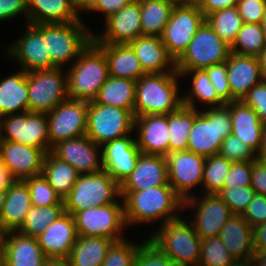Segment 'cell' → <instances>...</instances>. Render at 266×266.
Instances as JSON below:
<instances>
[{
  "mask_svg": "<svg viewBox=\"0 0 266 266\" xmlns=\"http://www.w3.org/2000/svg\"><path fill=\"white\" fill-rule=\"evenodd\" d=\"M231 133L232 118L227 104L195 109L187 150L206 158L219 154L223 139Z\"/></svg>",
  "mask_w": 266,
  "mask_h": 266,
  "instance_id": "obj_5",
  "label": "cell"
},
{
  "mask_svg": "<svg viewBox=\"0 0 266 266\" xmlns=\"http://www.w3.org/2000/svg\"><path fill=\"white\" fill-rule=\"evenodd\" d=\"M18 69L0 78V118L28 111L27 72Z\"/></svg>",
  "mask_w": 266,
  "mask_h": 266,
  "instance_id": "obj_32",
  "label": "cell"
},
{
  "mask_svg": "<svg viewBox=\"0 0 266 266\" xmlns=\"http://www.w3.org/2000/svg\"><path fill=\"white\" fill-rule=\"evenodd\" d=\"M133 0H99L96 7L90 12L102 13L103 19H107L114 13L119 12L126 5L130 4Z\"/></svg>",
  "mask_w": 266,
  "mask_h": 266,
  "instance_id": "obj_57",
  "label": "cell"
},
{
  "mask_svg": "<svg viewBox=\"0 0 266 266\" xmlns=\"http://www.w3.org/2000/svg\"><path fill=\"white\" fill-rule=\"evenodd\" d=\"M217 195L227 204L233 214L241 215L254 197L255 191L251 186L223 187Z\"/></svg>",
  "mask_w": 266,
  "mask_h": 266,
  "instance_id": "obj_48",
  "label": "cell"
},
{
  "mask_svg": "<svg viewBox=\"0 0 266 266\" xmlns=\"http://www.w3.org/2000/svg\"><path fill=\"white\" fill-rule=\"evenodd\" d=\"M231 102L242 101L249 90L263 80L257 57L232 53L227 60Z\"/></svg>",
  "mask_w": 266,
  "mask_h": 266,
  "instance_id": "obj_26",
  "label": "cell"
},
{
  "mask_svg": "<svg viewBox=\"0 0 266 266\" xmlns=\"http://www.w3.org/2000/svg\"><path fill=\"white\" fill-rule=\"evenodd\" d=\"M219 154L232 162L253 161L258 157L249 146L232 133L223 139Z\"/></svg>",
  "mask_w": 266,
  "mask_h": 266,
  "instance_id": "obj_49",
  "label": "cell"
},
{
  "mask_svg": "<svg viewBox=\"0 0 266 266\" xmlns=\"http://www.w3.org/2000/svg\"><path fill=\"white\" fill-rule=\"evenodd\" d=\"M252 161L232 162L224 187L240 188L251 186Z\"/></svg>",
  "mask_w": 266,
  "mask_h": 266,
  "instance_id": "obj_51",
  "label": "cell"
},
{
  "mask_svg": "<svg viewBox=\"0 0 266 266\" xmlns=\"http://www.w3.org/2000/svg\"><path fill=\"white\" fill-rule=\"evenodd\" d=\"M28 23L50 24L79 21L71 0H27Z\"/></svg>",
  "mask_w": 266,
  "mask_h": 266,
  "instance_id": "obj_34",
  "label": "cell"
},
{
  "mask_svg": "<svg viewBox=\"0 0 266 266\" xmlns=\"http://www.w3.org/2000/svg\"><path fill=\"white\" fill-rule=\"evenodd\" d=\"M103 22L101 33L93 31L92 41L95 44H125L135 40L142 36L140 1L133 0Z\"/></svg>",
  "mask_w": 266,
  "mask_h": 266,
  "instance_id": "obj_18",
  "label": "cell"
},
{
  "mask_svg": "<svg viewBox=\"0 0 266 266\" xmlns=\"http://www.w3.org/2000/svg\"><path fill=\"white\" fill-rule=\"evenodd\" d=\"M142 35L162 37L173 5L166 0H139Z\"/></svg>",
  "mask_w": 266,
  "mask_h": 266,
  "instance_id": "obj_38",
  "label": "cell"
},
{
  "mask_svg": "<svg viewBox=\"0 0 266 266\" xmlns=\"http://www.w3.org/2000/svg\"><path fill=\"white\" fill-rule=\"evenodd\" d=\"M265 48L266 42L259 23H244L230 46L232 53L253 57H257Z\"/></svg>",
  "mask_w": 266,
  "mask_h": 266,
  "instance_id": "obj_41",
  "label": "cell"
},
{
  "mask_svg": "<svg viewBox=\"0 0 266 266\" xmlns=\"http://www.w3.org/2000/svg\"><path fill=\"white\" fill-rule=\"evenodd\" d=\"M3 266H46L49 258L41 249L37 237L18 231H8L2 249Z\"/></svg>",
  "mask_w": 266,
  "mask_h": 266,
  "instance_id": "obj_24",
  "label": "cell"
},
{
  "mask_svg": "<svg viewBox=\"0 0 266 266\" xmlns=\"http://www.w3.org/2000/svg\"><path fill=\"white\" fill-rule=\"evenodd\" d=\"M18 39L4 48L7 59L25 72L55 68L44 39V24H24ZM18 63V64H17Z\"/></svg>",
  "mask_w": 266,
  "mask_h": 266,
  "instance_id": "obj_12",
  "label": "cell"
},
{
  "mask_svg": "<svg viewBox=\"0 0 266 266\" xmlns=\"http://www.w3.org/2000/svg\"><path fill=\"white\" fill-rule=\"evenodd\" d=\"M13 181L14 179L10 176L8 170L3 166L0 155V190H6Z\"/></svg>",
  "mask_w": 266,
  "mask_h": 266,
  "instance_id": "obj_61",
  "label": "cell"
},
{
  "mask_svg": "<svg viewBox=\"0 0 266 266\" xmlns=\"http://www.w3.org/2000/svg\"><path fill=\"white\" fill-rule=\"evenodd\" d=\"M200 250L198 266H232L236 262L219 236L202 239Z\"/></svg>",
  "mask_w": 266,
  "mask_h": 266,
  "instance_id": "obj_44",
  "label": "cell"
},
{
  "mask_svg": "<svg viewBox=\"0 0 266 266\" xmlns=\"http://www.w3.org/2000/svg\"><path fill=\"white\" fill-rule=\"evenodd\" d=\"M253 228L241 215L233 214L220 230L219 238L236 261L253 257Z\"/></svg>",
  "mask_w": 266,
  "mask_h": 266,
  "instance_id": "obj_30",
  "label": "cell"
},
{
  "mask_svg": "<svg viewBox=\"0 0 266 266\" xmlns=\"http://www.w3.org/2000/svg\"><path fill=\"white\" fill-rule=\"evenodd\" d=\"M82 19L69 23L44 24V39L55 67H70L92 41V29Z\"/></svg>",
  "mask_w": 266,
  "mask_h": 266,
  "instance_id": "obj_6",
  "label": "cell"
},
{
  "mask_svg": "<svg viewBox=\"0 0 266 266\" xmlns=\"http://www.w3.org/2000/svg\"><path fill=\"white\" fill-rule=\"evenodd\" d=\"M204 21L205 16L198 4L173 7L161 38L168 54L175 61L186 50Z\"/></svg>",
  "mask_w": 266,
  "mask_h": 266,
  "instance_id": "obj_15",
  "label": "cell"
},
{
  "mask_svg": "<svg viewBox=\"0 0 266 266\" xmlns=\"http://www.w3.org/2000/svg\"><path fill=\"white\" fill-rule=\"evenodd\" d=\"M230 54V45L204 21L186 50L175 61L176 71L205 69L226 62Z\"/></svg>",
  "mask_w": 266,
  "mask_h": 266,
  "instance_id": "obj_10",
  "label": "cell"
},
{
  "mask_svg": "<svg viewBox=\"0 0 266 266\" xmlns=\"http://www.w3.org/2000/svg\"><path fill=\"white\" fill-rule=\"evenodd\" d=\"M135 255L134 266H177L157 245L144 236Z\"/></svg>",
  "mask_w": 266,
  "mask_h": 266,
  "instance_id": "obj_47",
  "label": "cell"
},
{
  "mask_svg": "<svg viewBox=\"0 0 266 266\" xmlns=\"http://www.w3.org/2000/svg\"><path fill=\"white\" fill-rule=\"evenodd\" d=\"M115 241L96 236H78L67 260L72 266H102Z\"/></svg>",
  "mask_w": 266,
  "mask_h": 266,
  "instance_id": "obj_35",
  "label": "cell"
},
{
  "mask_svg": "<svg viewBox=\"0 0 266 266\" xmlns=\"http://www.w3.org/2000/svg\"><path fill=\"white\" fill-rule=\"evenodd\" d=\"M88 101L68 99L47 113L49 151L58 143L86 135Z\"/></svg>",
  "mask_w": 266,
  "mask_h": 266,
  "instance_id": "obj_16",
  "label": "cell"
},
{
  "mask_svg": "<svg viewBox=\"0 0 266 266\" xmlns=\"http://www.w3.org/2000/svg\"><path fill=\"white\" fill-rule=\"evenodd\" d=\"M168 3H171L173 6H190L192 5V0H166Z\"/></svg>",
  "mask_w": 266,
  "mask_h": 266,
  "instance_id": "obj_65",
  "label": "cell"
},
{
  "mask_svg": "<svg viewBox=\"0 0 266 266\" xmlns=\"http://www.w3.org/2000/svg\"><path fill=\"white\" fill-rule=\"evenodd\" d=\"M232 161L220 154L206 158L201 184V193L217 194L223 187L230 171Z\"/></svg>",
  "mask_w": 266,
  "mask_h": 266,
  "instance_id": "obj_42",
  "label": "cell"
},
{
  "mask_svg": "<svg viewBox=\"0 0 266 266\" xmlns=\"http://www.w3.org/2000/svg\"><path fill=\"white\" fill-rule=\"evenodd\" d=\"M238 0H200L198 5L204 16L227 7H235Z\"/></svg>",
  "mask_w": 266,
  "mask_h": 266,
  "instance_id": "obj_58",
  "label": "cell"
},
{
  "mask_svg": "<svg viewBox=\"0 0 266 266\" xmlns=\"http://www.w3.org/2000/svg\"><path fill=\"white\" fill-rule=\"evenodd\" d=\"M6 233L7 231L3 228L0 222V252H2L3 249Z\"/></svg>",
  "mask_w": 266,
  "mask_h": 266,
  "instance_id": "obj_67",
  "label": "cell"
},
{
  "mask_svg": "<svg viewBox=\"0 0 266 266\" xmlns=\"http://www.w3.org/2000/svg\"><path fill=\"white\" fill-rule=\"evenodd\" d=\"M232 118V134L249 146L258 156L261 154L262 128L258 114L243 101H232L227 104Z\"/></svg>",
  "mask_w": 266,
  "mask_h": 266,
  "instance_id": "obj_28",
  "label": "cell"
},
{
  "mask_svg": "<svg viewBox=\"0 0 266 266\" xmlns=\"http://www.w3.org/2000/svg\"><path fill=\"white\" fill-rule=\"evenodd\" d=\"M96 45L104 52L107 58L110 76L137 81L146 74L128 43Z\"/></svg>",
  "mask_w": 266,
  "mask_h": 266,
  "instance_id": "obj_33",
  "label": "cell"
},
{
  "mask_svg": "<svg viewBox=\"0 0 266 266\" xmlns=\"http://www.w3.org/2000/svg\"><path fill=\"white\" fill-rule=\"evenodd\" d=\"M119 198L120 185L104 169L96 173L79 174L77 182L63 199L64 212L73 216L88 208L115 203Z\"/></svg>",
  "mask_w": 266,
  "mask_h": 266,
  "instance_id": "obj_7",
  "label": "cell"
},
{
  "mask_svg": "<svg viewBox=\"0 0 266 266\" xmlns=\"http://www.w3.org/2000/svg\"><path fill=\"white\" fill-rule=\"evenodd\" d=\"M242 101L252 107L260 121L266 124V79L252 87Z\"/></svg>",
  "mask_w": 266,
  "mask_h": 266,
  "instance_id": "obj_52",
  "label": "cell"
},
{
  "mask_svg": "<svg viewBox=\"0 0 266 266\" xmlns=\"http://www.w3.org/2000/svg\"><path fill=\"white\" fill-rule=\"evenodd\" d=\"M232 266H257L255 261L251 258L248 260L236 261Z\"/></svg>",
  "mask_w": 266,
  "mask_h": 266,
  "instance_id": "obj_66",
  "label": "cell"
},
{
  "mask_svg": "<svg viewBox=\"0 0 266 266\" xmlns=\"http://www.w3.org/2000/svg\"><path fill=\"white\" fill-rule=\"evenodd\" d=\"M63 213L64 204L46 207L32 206L26 215L24 223L17 231L26 236L37 237Z\"/></svg>",
  "mask_w": 266,
  "mask_h": 266,
  "instance_id": "obj_43",
  "label": "cell"
},
{
  "mask_svg": "<svg viewBox=\"0 0 266 266\" xmlns=\"http://www.w3.org/2000/svg\"><path fill=\"white\" fill-rule=\"evenodd\" d=\"M261 139H262V146H261V153H262L266 151V124H263Z\"/></svg>",
  "mask_w": 266,
  "mask_h": 266,
  "instance_id": "obj_68",
  "label": "cell"
},
{
  "mask_svg": "<svg viewBox=\"0 0 266 266\" xmlns=\"http://www.w3.org/2000/svg\"><path fill=\"white\" fill-rule=\"evenodd\" d=\"M180 79V74L176 71L149 73L137 80L134 118L156 114L168 115L179 109L183 105Z\"/></svg>",
  "mask_w": 266,
  "mask_h": 266,
  "instance_id": "obj_2",
  "label": "cell"
},
{
  "mask_svg": "<svg viewBox=\"0 0 266 266\" xmlns=\"http://www.w3.org/2000/svg\"><path fill=\"white\" fill-rule=\"evenodd\" d=\"M210 81L214 84V88L218 97L225 103L231 102V90L227 79V61L214 64L205 68Z\"/></svg>",
  "mask_w": 266,
  "mask_h": 266,
  "instance_id": "obj_50",
  "label": "cell"
},
{
  "mask_svg": "<svg viewBox=\"0 0 266 266\" xmlns=\"http://www.w3.org/2000/svg\"><path fill=\"white\" fill-rule=\"evenodd\" d=\"M195 120V108L182 105L168 114L169 153L187 150L190 130Z\"/></svg>",
  "mask_w": 266,
  "mask_h": 266,
  "instance_id": "obj_39",
  "label": "cell"
},
{
  "mask_svg": "<svg viewBox=\"0 0 266 266\" xmlns=\"http://www.w3.org/2000/svg\"><path fill=\"white\" fill-rule=\"evenodd\" d=\"M251 187L255 194L266 196V164L260 157L252 161Z\"/></svg>",
  "mask_w": 266,
  "mask_h": 266,
  "instance_id": "obj_56",
  "label": "cell"
},
{
  "mask_svg": "<svg viewBox=\"0 0 266 266\" xmlns=\"http://www.w3.org/2000/svg\"><path fill=\"white\" fill-rule=\"evenodd\" d=\"M205 21L230 46L244 24L236 6L213 12L205 17Z\"/></svg>",
  "mask_w": 266,
  "mask_h": 266,
  "instance_id": "obj_40",
  "label": "cell"
},
{
  "mask_svg": "<svg viewBox=\"0 0 266 266\" xmlns=\"http://www.w3.org/2000/svg\"><path fill=\"white\" fill-rule=\"evenodd\" d=\"M32 207L30 192L23 180H14L6 189V197L0 214V222L8 231H17Z\"/></svg>",
  "mask_w": 266,
  "mask_h": 266,
  "instance_id": "obj_29",
  "label": "cell"
},
{
  "mask_svg": "<svg viewBox=\"0 0 266 266\" xmlns=\"http://www.w3.org/2000/svg\"><path fill=\"white\" fill-rule=\"evenodd\" d=\"M133 132L141 153L164 157L169 154L168 115L136 117Z\"/></svg>",
  "mask_w": 266,
  "mask_h": 266,
  "instance_id": "obj_22",
  "label": "cell"
},
{
  "mask_svg": "<svg viewBox=\"0 0 266 266\" xmlns=\"http://www.w3.org/2000/svg\"><path fill=\"white\" fill-rule=\"evenodd\" d=\"M166 184H169L166 157L141 153L136 168L120 185V191H141Z\"/></svg>",
  "mask_w": 266,
  "mask_h": 266,
  "instance_id": "obj_25",
  "label": "cell"
},
{
  "mask_svg": "<svg viewBox=\"0 0 266 266\" xmlns=\"http://www.w3.org/2000/svg\"><path fill=\"white\" fill-rule=\"evenodd\" d=\"M186 216L160 225L149 233L148 238L177 266H198L202 239Z\"/></svg>",
  "mask_w": 266,
  "mask_h": 266,
  "instance_id": "obj_4",
  "label": "cell"
},
{
  "mask_svg": "<svg viewBox=\"0 0 266 266\" xmlns=\"http://www.w3.org/2000/svg\"><path fill=\"white\" fill-rule=\"evenodd\" d=\"M78 236L104 237L115 242L127 238L123 199L73 215ZM126 234H125V233Z\"/></svg>",
  "mask_w": 266,
  "mask_h": 266,
  "instance_id": "obj_9",
  "label": "cell"
},
{
  "mask_svg": "<svg viewBox=\"0 0 266 266\" xmlns=\"http://www.w3.org/2000/svg\"><path fill=\"white\" fill-rule=\"evenodd\" d=\"M72 5L78 16L79 14L89 13L96 7L99 0H71ZM83 12V13H82Z\"/></svg>",
  "mask_w": 266,
  "mask_h": 266,
  "instance_id": "obj_60",
  "label": "cell"
},
{
  "mask_svg": "<svg viewBox=\"0 0 266 266\" xmlns=\"http://www.w3.org/2000/svg\"><path fill=\"white\" fill-rule=\"evenodd\" d=\"M30 192L31 204L36 207H46L56 204H64L61 197L49 185L46 177L41 173L39 175L23 179Z\"/></svg>",
  "mask_w": 266,
  "mask_h": 266,
  "instance_id": "obj_45",
  "label": "cell"
},
{
  "mask_svg": "<svg viewBox=\"0 0 266 266\" xmlns=\"http://www.w3.org/2000/svg\"><path fill=\"white\" fill-rule=\"evenodd\" d=\"M51 152L69 163L79 174L96 173L103 169L101 146L87 135L62 141Z\"/></svg>",
  "mask_w": 266,
  "mask_h": 266,
  "instance_id": "obj_19",
  "label": "cell"
},
{
  "mask_svg": "<svg viewBox=\"0 0 266 266\" xmlns=\"http://www.w3.org/2000/svg\"><path fill=\"white\" fill-rule=\"evenodd\" d=\"M136 81L108 76L94 101L129 110L134 114Z\"/></svg>",
  "mask_w": 266,
  "mask_h": 266,
  "instance_id": "obj_36",
  "label": "cell"
},
{
  "mask_svg": "<svg viewBox=\"0 0 266 266\" xmlns=\"http://www.w3.org/2000/svg\"><path fill=\"white\" fill-rule=\"evenodd\" d=\"M253 249L266 251V222L253 228Z\"/></svg>",
  "mask_w": 266,
  "mask_h": 266,
  "instance_id": "obj_59",
  "label": "cell"
},
{
  "mask_svg": "<svg viewBox=\"0 0 266 266\" xmlns=\"http://www.w3.org/2000/svg\"><path fill=\"white\" fill-rule=\"evenodd\" d=\"M258 157L266 164V151L262 152Z\"/></svg>",
  "mask_w": 266,
  "mask_h": 266,
  "instance_id": "obj_71",
  "label": "cell"
},
{
  "mask_svg": "<svg viewBox=\"0 0 266 266\" xmlns=\"http://www.w3.org/2000/svg\"><path fill=\"white\" fill-rule=\"evenodd\" d=\"M22 15L24 23H28L27 0H0V22L5 23Z\"/></svg>",
  "mask_w": 266,
  "mask_h": 266,
  "instance_id": "obj_55",
  "label": "cell"
},
{
  "mask_svg": "<svg viewBox=\"0 0 266 266\" xmlns=\"http://www.w3.org/2000/svg\"><path fill=\"white\" fill-rule=\"evenodd\" d=\"M177 72L180 74V77H183L181 79L189 77L188 79L190 80V89L182 93L184 106L200 110V105L202 106L201 109L225 105L218 97L214 84L210 81L205 69Z\"/></svg>",
  "mask_w": 266,
  "mask_h": 266,
  "instance_id": "obj_31",
  "label": "cell"
},
{
  "mask_svg": "<svg viewBox=\"0 0 266 266\" xmlns=\"http://www.w3.org/2000/svg\"><path fill=\"white\" fill-rule=\"evenodd\" d=\"M200 0H192V5L198 4Z\"/></svg>",
  "mask_w": 266,
  "mask_h": 266,
  "instance_id": "obj_73",
  "label": "cell"
},
{
  "mask_svg": "<svg viewBox=\"0 0 266 266\" xmlns=\"http://www.w3.org/2000/svg\"><path fill=\"white\" fill-rule=\"evenodd\" d=\"M0 140L16 142L49 152L47 113L24 112L0 118Z\"/></svg>",
  "mask_w": 266,
  "mask_h": 266,
  "instance_id": "obj_13",
  "label": "cell"
},
{
  "mask_svg": "<svg viewBox=\"0 0 266 266\" xmlns=\"http://www.w3.org/2000/svg\"><path fill=\"white\" fill-rule=\"evenodd\" d=\"M128 44L146 74L176 72L175 60L168 54L161 37L142 35Z\"/></svg>",
  "mask_w": 266,
  "mask_h": 266,
  "instance_id": "obj_27",
  "label": "cell"
},
{
  "mask_svg": "<svg viewBox=\"0 0 266 266\" xmlns=\"http://www.w3.org/2000/svg\"><path fill=\"white\" fill-rule=\"evenodd\" d=\"M241 216L252 228L266 222V196L255 194Z\"/></svg>",
  "mask_w": 266,
  "mask_h": 266,
  "instance_id": "obj_54",
  "label": "cell"
},
{
  "mask_svg": "<svg viewBox=\"0 0 266 266\" xmlns=\"http://www.w3.org/2000/svg\"><path fill=\"white\" fill-rule=\"evenodd\" d=\"M124 204L126 225L140 224L158 227L184 215V200L170 184L147 188L141 191H120ZM180 214V215H179ZM161 223V224H160Z\"/></svg>",
  "mask_w": 266,
  "mask_h": 266,
  "instance_id": "obj_1",
  "label": "cell"
},
{
  "mask_svg": "<svg viewBox=\"0 0 266 266\" xmlns=\"http://www.w3.org/2000/svg\"><path fill=\"white\" fill-rule=\"evenodd\" d=\"M166 159L168 165V181L175 192L183 200L201 194V188L199 187L202 184L206 157L188 150H182L169 153Z\"/></svg>",
  "mask_w": 266,
  "mask_h": 266,
  "instance_id": "obj_17",
  "label": "cell"
},
{
  "mask_svg": "<svg viewBox=\"0 0 266 266\" xmlns=\"http://www.w3.org/2000/svg\"><path fill=\"white\" fill-rule=\"evenodd\" d=\"M77 237L73 216L64 212L37 236V240L49 259H67Z\"/></svg>",
  "mask_w": 266,
  "mask_h": 266,
  "instance_id": "obj_23",
  "label": "cell"
},
{
  "mask_svg": "<svg viewBox=\"0 0 266 266\" xmlns=\"http://www.w3.org/2000/svg\"><path fill=\"white\" fill-rule=\"evenodd\" d=\"M42 174L62 200L69 194L79 176L75 168L51 151L45 155Z\"/></svg>",
  "mask_w": 266,
  "mask_h": 266,
  "instance_id": "obj_37",
  "label": "cell"
},
{
  "mask_svg": "<svg viewBox=\"0 0 266 266\" xmlns=\"http://www.w3.org/2000/svg\"><path fill=\"white\" fill-rule=\"evenodd\" d=\"M263 79H266V48L257 56Z\"/></svg>",
  "mask_w": 266,
  "mask_h": 266,
  "instance_id": "obj_63",
  "label": "cell"
},
{
  "mask_svg": "<svg viewBox=\"0 0 266 266\" xmlns=\"http://www.w3.org/2000/svg\"><path fill=\"white\" fill-rule=\"evenodd\" d=\"M6 197V190H0V214Z\"/></svg>",
  "mask_w": 266,
  "mask_h": 266,
  "instance_id": "obj_69",
  "label": "cell"
},
{
  "mask_svg": "<svg viewBox=\"0 0 266 266\" xmlns=\"http://www.w3.org/2000/svg\"><path fill=\"white\" fill-rule=\"evenodd\" d=\"M0 266H3V261H2V252H0Z\"/></svg>",
  "mask_w": 266,
  "mask_h": 266,
  "instance_id": "obj_72",
  "label": "cell"
},
{
  "mask_svg": "<svg viewBox=\"0 0 266 266\" xmlns=\"http://www.w3.org/2000/svg\"><path fill=\"white\" fill-rule=\"evenodd\" d=\"M140 241L142 239L139 242H132V240L125 238L114 242L109 248L102 266H134Z\"/></svg>",
  "mask_w": 266,
  "mask_h": 266,
  "instance_id": "obj_46",
  "label": "cell"
},
{
  "mask_svg": "<svg viewBox=\"0 0 266 266\" xmlns=\"http://www.w3.org/2000/svg\"><path fill=\"white\" fill-rule=\"evenodd\" d=\"M27 86L29 112L48 113L69 99L67 71L64 68L28 72Z\"/></svg>",
  "mask_w": 266,
  "mask_h": 266,
  "instance_id": "obj_8",
  "label": "cell"
},
{
  "mask_svg": "<svg viewBox=\"0 0 266 266\" xmlns=\"http://www.w3.org/2000/svg\"><path fill=\"white\" fill-rule=\"evenodd\" d=\"M134 130V116L129 110L88 101L86 135L102 146L128 136Z\"/></svg>",
  "mask_w": 266,
  "mask_h": 266,
  "instance_id": "obj_11",
  "label": "cell"
},
{
  "mask_svg": "<svg viewBox=\"0 0 266 266\" xmlns=\"http://www.w3.org/2000/svg\"><path fill=\"white\" fill-rule=\"evenodd\" d=\"M252 259L257 266H266V251L254 250Z\"/></svg>",
  "mask_w": 266,
  "mask_h": 266,
  "instance_id": "obj_62",
  "label": "cell"
},
{
  "mask_svg": "<svg viewBox=\"0 0 266 266\" xmlns=\"http://www.w3.org/2000/svg\"><path fill=\"white\" fill-rule=\"evenodd\" d=\"M46 266H72L67 259H49Z\"/></svg>",
  "mask_w": 266,
  "mask_h": 266,
  "instance_id": "obj_64",
  "label": "cell"
},
{
  "mask_svg": "<svg viewBox=\"0 0 266 266\" xmlns=\"http://www.w3.org/2000/svg\"><path fill=\"white\" fill-rule=\"evenodd\" d=\"M187 210L190 216L186 219L201 239L219 236L220 230L233 216L230 208L217 194L201 193L191 196L184 200L183 213Z\"/></svg>",
  "mask_w": 266,
  "mask_h": 266,
  "instance_id": "obj_14",
  "label": "cell"
},
{
  "mask_svg": "<svg viewBox=\"0 0 266 266\" xmlns=\"http://www.w3.org/2000/svg\"><path fill=\"white\" fill-rule=\"evenodd\" d=\"M103 169L119 184L136 168L141 154L134 132L101 146Z\"/></svg>",
  "mask_w": 266,
  "mask_h": 266,
  "instance_id": "obj_20",
  "label": "cell"
},
{
  "mask_svg": "<svg viewBox=\"0 0 266 266\" xmlns=\"http://www.w3.org/2000/svg\"><path fill=\"white\" fill-rule=\"evenodd\" d=\"M0 155L3 166L14 180H23L43 172L46 153L40 148L0 140Z\"/></svg>",
  "mask_w": 266,
  "mask_h": 266,
  "instance_id": "obj_21",
  "label": "cell"
},
{
  "mask_svg": "<svg viewBox=\"0 0 266 266\" xmlns=\"http://www.w3.org/2000/svg\"><path fill=\"white\" fill-rule=\"evenodd\" d=\"M66 71L69 99L74 100H94L109 76L107 58L93 41Z\"/></svg>",
  "mask_w": 266,
  "mask_h": 266,
  "instance_id": "obj_3",
  "label": "cell"
},
{
  "mask_svg": "<svg viewBox=\"0 0 266 266\" xmlns=\"http://www.w3.org/2000/svg\"><path fill=\"white\" fill-rule=\"evenodd\" d=\"M236 7L244 23L261 24L266 10V0H238Z\"/></svg>",
  "mask_w": 266,
  "mask_h": 266,
  "instance_id": "obj_53",
  "label": "cell"
},
{
  "mask_svg": "<svg viewBox=\"0 0 266 266\" xmlns=\"http://www.w3.org/2000/svg\"><path fill=\"white\" fill-rule=\"evenodd\" d=\"M261 26H262V30H263V34H264V39L266 42V10H265V14L263 16L262 22H261Z\"/></svg>",
  "mask_w": 266,
  "mask_h": 266,
  "instance_id": "obj_70",
  "label": "cell"
}]
</instances>
